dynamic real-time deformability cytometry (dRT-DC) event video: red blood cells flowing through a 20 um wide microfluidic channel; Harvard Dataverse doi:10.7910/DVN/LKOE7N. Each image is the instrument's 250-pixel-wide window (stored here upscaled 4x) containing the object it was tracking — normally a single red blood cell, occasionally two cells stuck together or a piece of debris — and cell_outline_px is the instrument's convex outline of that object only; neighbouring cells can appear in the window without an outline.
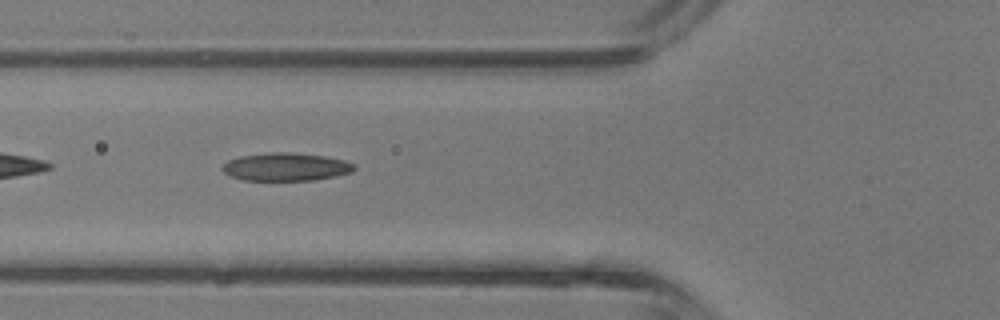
{"species": "common noctule bat (a hibernating species)", "species_latin": "Nyctalus noctula", "temperature_condition": "room temperature", "stored_images_in_passage": 36, "camera_frame_rate_fps": 3000, "um_per_image_px": 0.085, "animal": {"sex": "male", "body_mass_g": 13.3}, "frame": {"image": 1, "passage_image": 10, "time_ms": 3.0, "image_size_px": [1000, 320], "cell_outline_px": [[356, 168], [352, 172], [336, 176], [312, 180], [244, 180], [232, 176], [224, 172], [220, 168], [228, 160], [240, 156], [272, 152], [292, 152], [324, 156], [344, 160], [356, 164]], "centroid_in_image_um": [24.32, 14.18], "position_along_channel_um": 101.5, "area_um2": 21.5}}
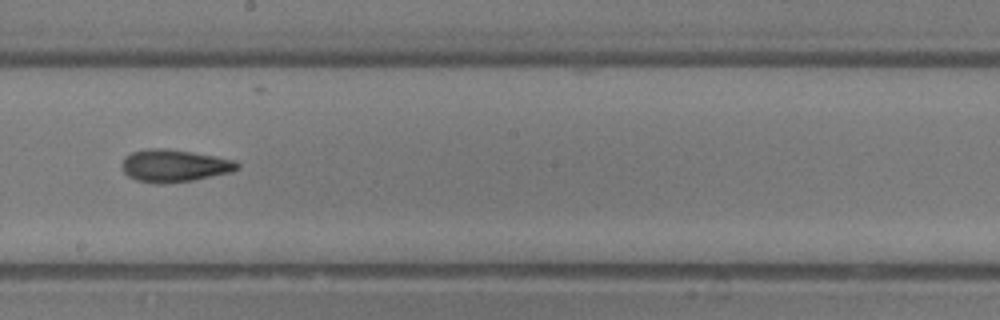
{"frame": {"image": 2, "passage_image": 18, "time_ms": 5.667, "image_size_px": [1000, 320], "cell_outline_px": [[240, 168], [232, 172], [192, 180], [164, 184], [156, 184], [136, 180], [128, 176], [124, 172], [120, 164], [124, 156], [132, 152], [148, 148], [160, 148], [188, 152], [212, 156], [232, 160], [240, 164]], "centroid_in_image_um": [14.76, 14.1], "position_along_channel_um": 233.4, "area_um2": 21.68}}
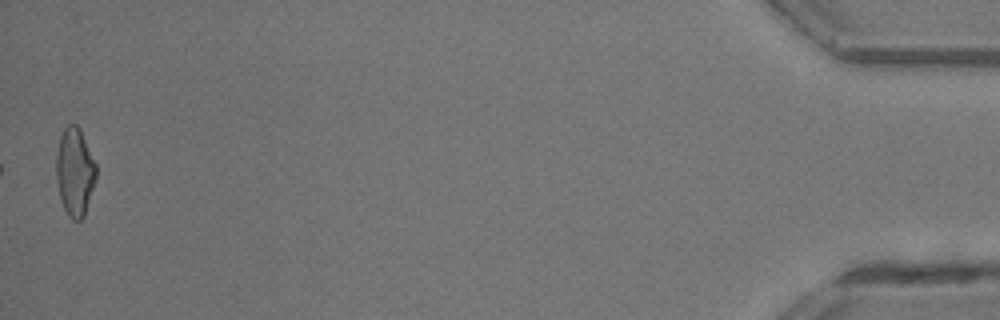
{"frame": {"image": 3, "passage_image": 36, "time_ms": 11.667, "image_size_px": [1000, 320], "cell_outline_px": [[96, 176], [84, 216], [80, 220], [72, 220], [68, 216], [60, 200], [56, 176], [56, 156], [60, 136], [64, 128], [68, 124], [76, 124], [80, 128], [96, 164]], "centroid_in_image_um": [6.35, 14.6], "position_along_channel_um": 428.9, "area_um2": 20.4}, "authors_computed_cell_mechanics": {"area_um2": 20.6635, "velocity_mm_per_s": 4.9208, "shape_relaxation_time_tau1_ms": null, "shape_relaxation_time_tau2_ms": 2.0513, "deformation_change_tau1": null, "deformation_change_tau2": 0.107}}